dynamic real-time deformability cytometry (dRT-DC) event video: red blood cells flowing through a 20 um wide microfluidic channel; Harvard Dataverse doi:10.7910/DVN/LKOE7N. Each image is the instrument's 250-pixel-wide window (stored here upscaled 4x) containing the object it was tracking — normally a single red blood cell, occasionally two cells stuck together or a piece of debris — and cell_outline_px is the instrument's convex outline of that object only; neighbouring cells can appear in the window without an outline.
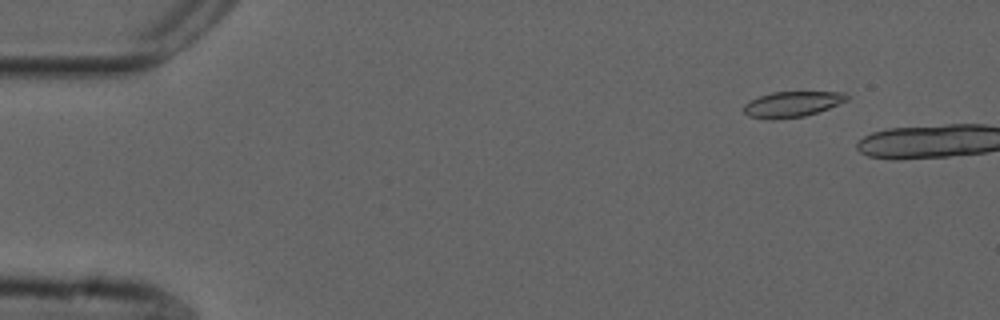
{"species": "common noctule bat (a hibernating species)", "species_latin": "Nyctalus noctula", "temperature_condition": "cold", "stored_images_in_passage": 8, "camera_frame_rate_fps": 3000, "um_per_image_px": 0.085, "animal": {"sex": "male", "forearm_length_mm": 52.5}, "frame": {"image": 1, "passage_image": 6, "time_ms": 1.667, "image_size_px": [1000, 320], "cell_outline_px": [[848, 100], [828, 108], [804, 116], [776, 120], [768, 120], [748, 116], [744, 112], [744, 104], [748, 100], [772, 92], [844, 92], [848, 96]], "centroid_in_image_um": [67.28, 8.86], "position_along_channel_um": 17.7, "area_um2": 15.43}}